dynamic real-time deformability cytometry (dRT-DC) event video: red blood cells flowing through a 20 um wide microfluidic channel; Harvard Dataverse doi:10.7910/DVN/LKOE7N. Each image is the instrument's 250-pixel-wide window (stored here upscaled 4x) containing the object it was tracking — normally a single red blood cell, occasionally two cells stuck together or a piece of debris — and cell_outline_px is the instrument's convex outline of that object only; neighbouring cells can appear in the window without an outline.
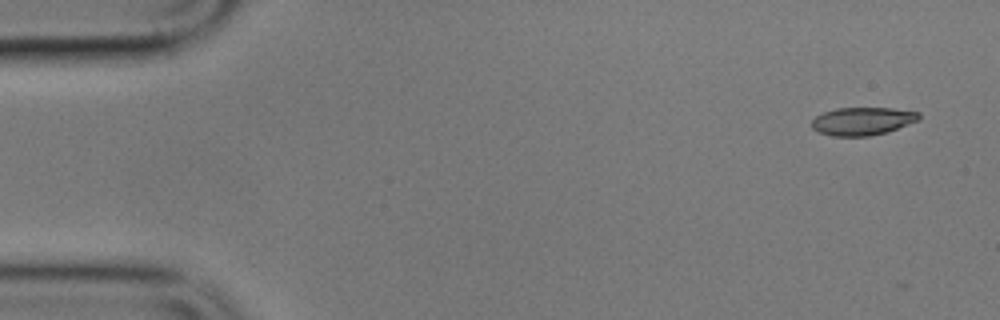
{"species": "common noctule bat (a hibernating species)", "species_latin": "Nyctalus noctula", "temperature_condition": "cold", "stored_images_in_passage": 4, "camera_frame_rate_fps": 3000, "um_per_image_px": 0.085, "animal": {"sex": "male", "body_mass_g": 17.9}, "frame": {"image": 1, "passage_image": 1, "time_ms": 0.0, "image_size_px": [1000, 320], "cell_outline_px": [[920, 120], [884, 132], [868, 136], [832, 136], [820, 132], [812, 128], [812, 120], [816, 116], [824, 112], [836, 108], [892, 108], [920, 112]], "centroid_in_image_um": [73.31, 10.29], "position_along_channel_um": 11.7, "area_um2": 17.28}}